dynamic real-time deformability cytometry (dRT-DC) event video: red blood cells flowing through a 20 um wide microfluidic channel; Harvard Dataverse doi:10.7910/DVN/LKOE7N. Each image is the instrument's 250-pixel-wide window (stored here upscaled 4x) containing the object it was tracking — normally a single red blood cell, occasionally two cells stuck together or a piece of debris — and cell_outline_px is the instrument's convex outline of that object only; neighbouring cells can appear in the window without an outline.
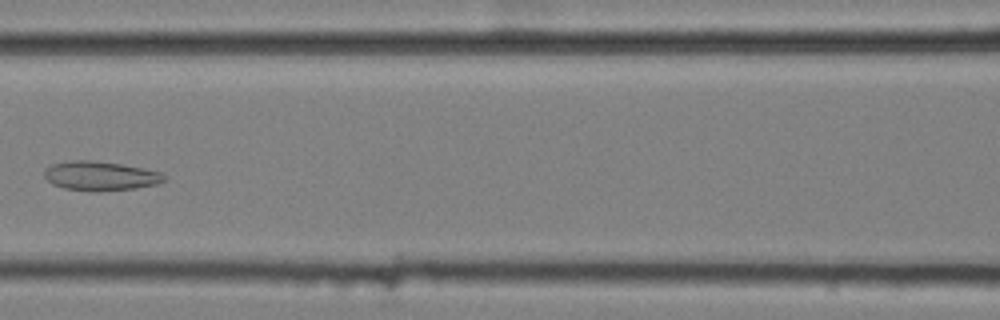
{"species": "common noctule bat (a hibernating species)", "species_latin": "Nyctalus noctula", "temperature_condition": "cold", "stored_images_in_passage": 10, "camera_frame_rate_fps": 3000, "um_per_image_px": 0.085, "animal": {"sex": "female", "body_mass_g": 25.1}, "frame": {"image": 1, "passage_image": 7, "time_ms": 2.0, "image_size_px": [1000, 320], "cell_outline_px": [[168, 180], [156, 184], [136, 188], [96, 192], [92, 192], [64, 188], [52, 184], [44, 176], [44, 172], [52, 164], [72, 160], [88, 160], [120, 164], [144, 168], [160, 172], [168, 176]], "centroid_in_image_um": [8.57, 14.96], "position_along_channel_um": 158.0, "area_um2": 20.52}}
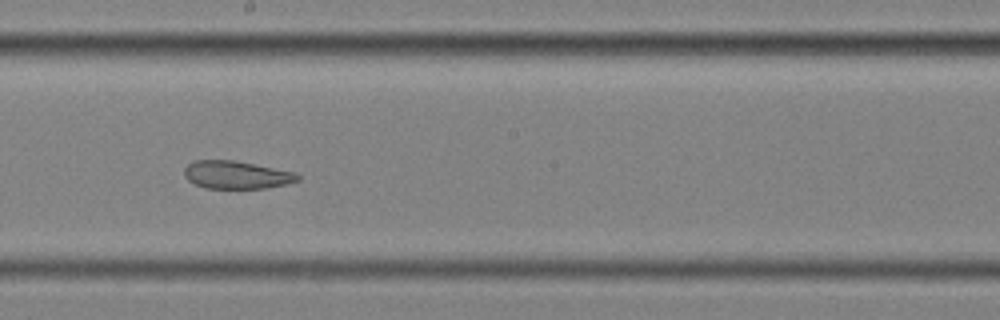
{"frame": {"image": 2, "passage_image": 9, "time_ms": 2.667, "image_size_px": [1000, 320], "cell_outline_px": [[300, 180], [288, 184], [268, 188], [204, 188], [188, 180], [184, 176], [184, 168], [192, 160], [232, 160], [296, 172], [300, 176]], "centroid_in_image_um": [20.11, 14.86], "position_along_channel_um": 228.1, "area_um2": 18.5}}
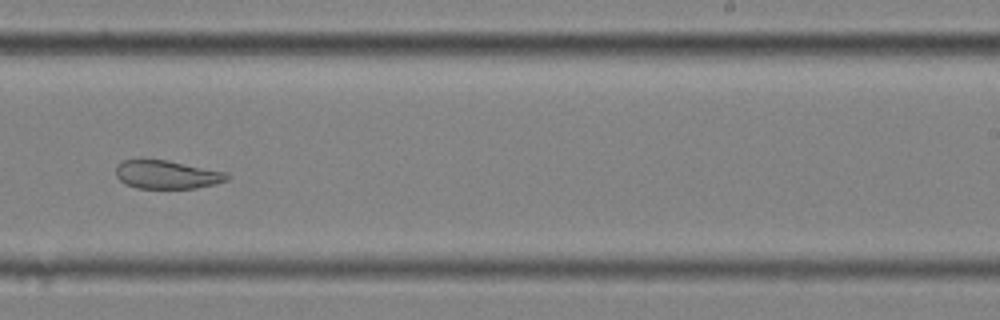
{"frame": {"image": 3, "passage_image": 10, "time_ms": 3.0, "image_size_px": [1000, 320], "cell_outline_px": [[228, 180], [216, 184], [196, 188], [136, 188], [124, 184], [116, 176], [116, 168], [124, 160], [164, 160], [228, 172]], "centroid_in_image_um": [14.2, 14.86], "position_along_channel_um": 274.8, "area_um2": 18.21}}